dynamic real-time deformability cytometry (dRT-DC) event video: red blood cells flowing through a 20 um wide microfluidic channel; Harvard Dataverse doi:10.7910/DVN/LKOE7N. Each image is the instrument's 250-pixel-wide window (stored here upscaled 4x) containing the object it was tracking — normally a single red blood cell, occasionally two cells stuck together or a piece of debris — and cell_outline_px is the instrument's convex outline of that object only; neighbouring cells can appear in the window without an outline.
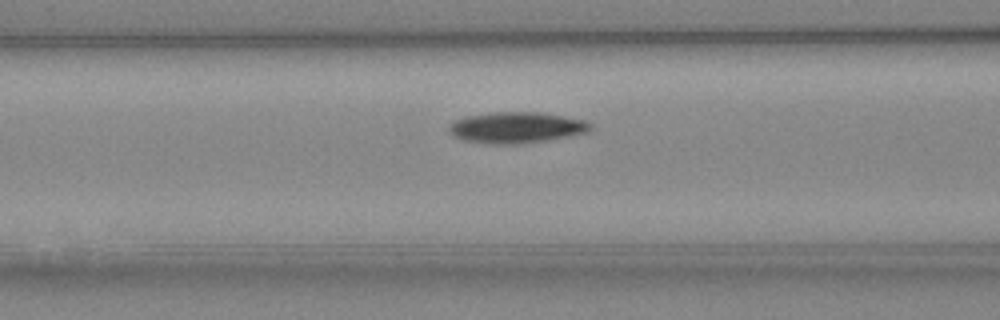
{"species": "Egyptian fruit bat (a non-hibernating species)", "species_latin": "Rousettus aegyptiacus", "temperature_condition": "cold", "stored_images_in_passage": 31, "camera_frame_rate_fps": 3000, "um_per_image_px": 0.085, "animal": {"sex": "female"}, "frame": {"image": 1, "passage_image": 6, "time_ms": 1.667, "image_size_px": [1000, 320], "cell_outline_px": [[592, 128], [588, 132], [548, 140], [524, 144], [488, 144], [464, 140], [452, 136], [448, 132], [448, 124], [456, 120], [468, 116], [492, 112], [536, 112], [564, 116], [588, 120], [592, 124]], "centroid_in_image_um": [43.89, 10.85], "position_along_channel_um": 122.7, "area_um2": 25.89}}
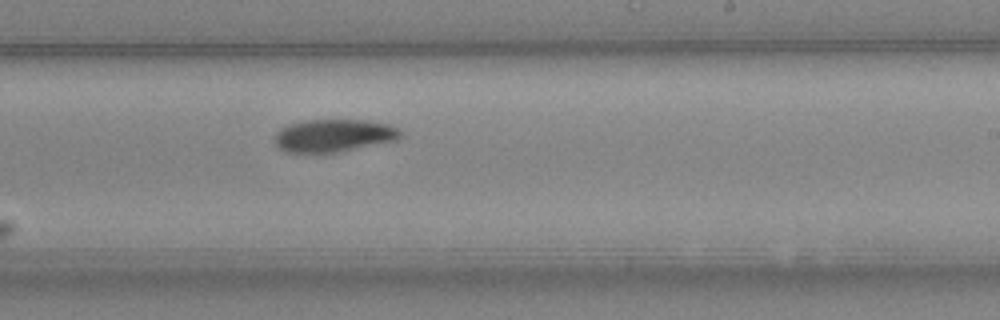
{"frame": {"image": 2, "passage_image": 16, "time_ms": 5.0, "image_size_px": [1000, 320], "cell_outline_px": [[400, 136], [396, 140], [336, 152], [284, 152], [272, 140], [272, 136], [280, 128], [304, 120], [364, 120], [388, 124], [400, 128]], "centroid_in_image_um": [28.32, 11.51], "position_along_channel_um": 260.7, "area_um2": 23.81}}
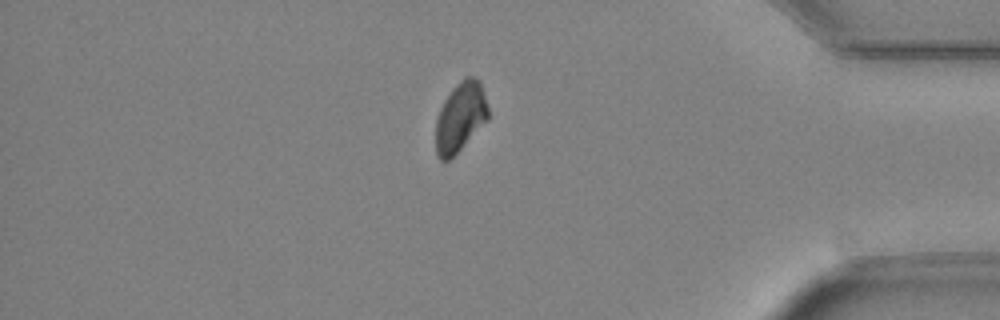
{"frame": {"image": 3, "passage_image": 28, "time_ms": 9.0, "image_size_px": [1000, 320], "cell_outline_px": [[488, 120], [448, 160], [440, 160], [436, 152], [436, 120], [440, 108], [444, 100], [452, 88], [464, 76], [472, 76], [480, 80], [488, 108]], "centroid_in_image_um": [39.13, 9.9], "position_along_channel_um": 396.1, "area_um2": 21.04}}